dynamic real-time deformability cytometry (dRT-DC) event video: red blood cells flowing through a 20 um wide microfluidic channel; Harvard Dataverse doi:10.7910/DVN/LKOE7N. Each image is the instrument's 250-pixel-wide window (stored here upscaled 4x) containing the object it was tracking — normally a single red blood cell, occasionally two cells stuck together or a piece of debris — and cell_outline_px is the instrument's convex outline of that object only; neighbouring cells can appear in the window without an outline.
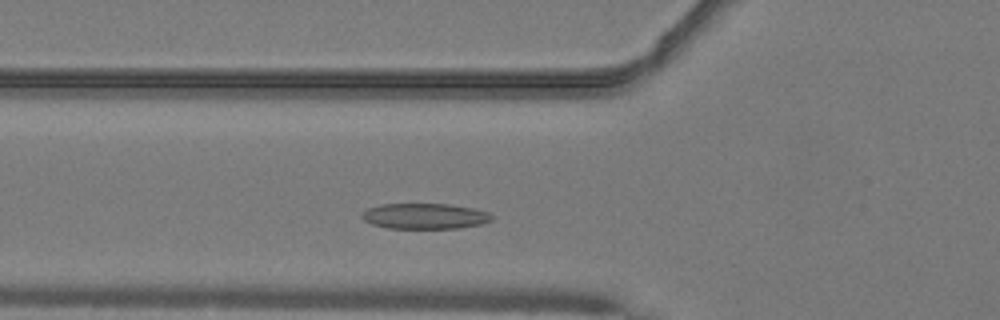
{"species": "common noctule bat (a hibernating species)", "species_latin": "Nyctalus noctula", "temperature_condition": "warm", "stored_images_in_passage": 32, "camera_frame_rate_fps": 3000, "um_per_image_px": 0.085, "animal": {"sex": "male", "body_mass_g": 19.2, "forearm_length_mm": 51.8}, "frame": {"image": 1, "passage_image": 6, "time_ms": 1.667, "image_size_px": [1000, 320], "cell_outline_px": [[496, 216], [492, 220], [480, 224], [460, 228], [388, 228], [372, 224], [364, 220], [360, 216], [368, 208], [380, 204], [448, 204], [472, 208], [488, 212]], "centroid_in_image_um": [36.13, 18.37], "position_along_channel_um": 89.7, "area_um2": 19.36}}
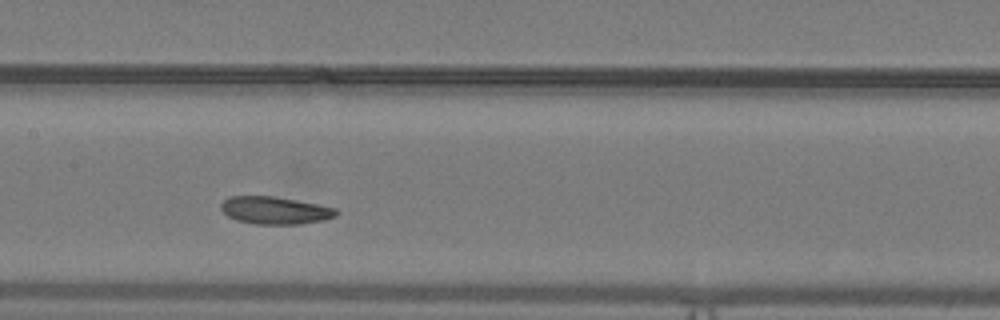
{"frame": {"image": 2, "passage_image": 13, "time_ms": 4.0, "image_size_px": [1000, 320], "cell_outline_px": [[340, 212], [336, 216], [324, 220], [300, 224], [256, 224], [236, 220], [228, 216], [220, 208], [220, 204], [228, 196], [272, 196], [296, 200], [336, 208]], "centroid_in_image_um": [23.37, 17.88], "position_along_channel_um": 184.0, "area_um2": 18.5}}
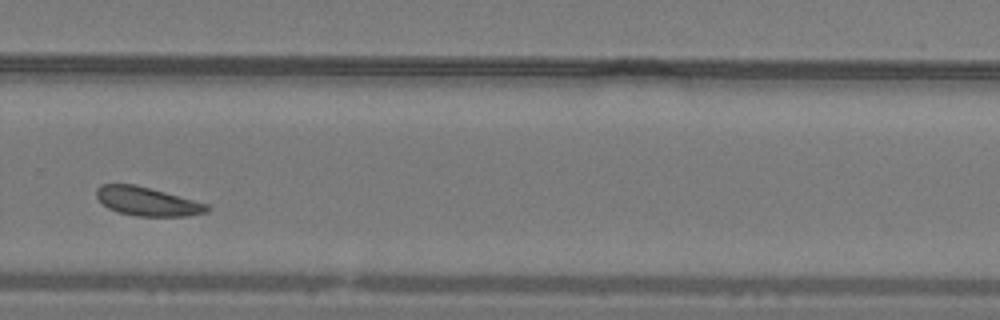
{"frame": {"image": 3, "passage_image": 23, "time_ms": 7.333, "image_size_px": [1000, 320], "cell_outline_px": [[212, 208], [208, 212], [188, 216], [136, 216], [116, 212], [108, 208], [96, 196], [96, 188], [100, 184], [136, 184], [208, 204]], "centroid_in_image_um": [12.52, 17.12], "position_along_channel_um": 317.3, "area_um2": 18.61}, "authors_computed_cell_mechanics": {"area_um2": 18.785, "velocity_mm_per_s": 4.0229, "shape_relaxation_time_tau1_ms": 7.9443, "shape_relaxation_time_tau2_ms": 8.1796, "deformation_change_tau1": 0.1428, "deformation_change_tau2": 0.144}}